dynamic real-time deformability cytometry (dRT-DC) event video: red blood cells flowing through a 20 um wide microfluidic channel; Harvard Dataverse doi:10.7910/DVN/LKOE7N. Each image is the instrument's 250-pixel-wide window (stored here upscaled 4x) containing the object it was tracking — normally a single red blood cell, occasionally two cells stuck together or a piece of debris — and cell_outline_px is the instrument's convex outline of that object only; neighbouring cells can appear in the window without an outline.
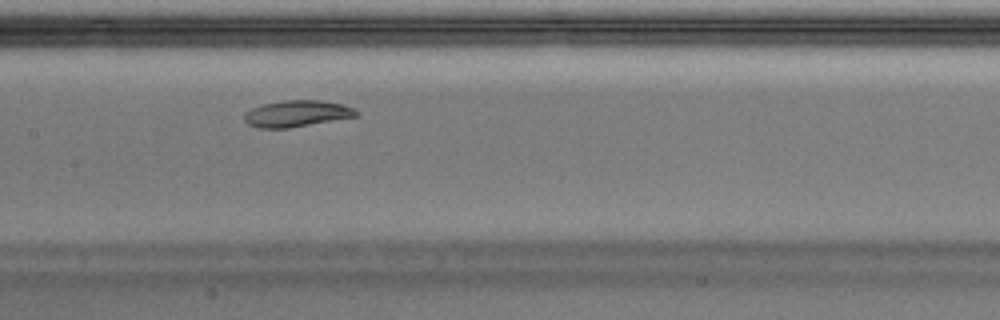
{"species": "Egyptian fruit bat (a non-hibernating species)", "species_latin": "Rousettus aegyptiacus", "temperature_condition": "warm", "stored_images_in_passage": 43, "segment_of_instrument_passage": [1, 2], "camera_frame_rate_fps": 3000, "um_per_image_px": 0.085, "animal": {"sex": "male"}, "frame": {"image": 1, "passage_image": 17, "time_ms": 5.333, "image_size_px": [1000, 320], "cell_outline_px": [[360, 116], [288, 128], [256, 128], [248, 124], [244, 120], [244, 112], [260, 104], [284, 100], [320, 100], [344, 104], [360, 112]], "centroid_in_image_um": [25.23, 9.65], "position_along_channel_um": 182.2, "area_um2": 17.51}}
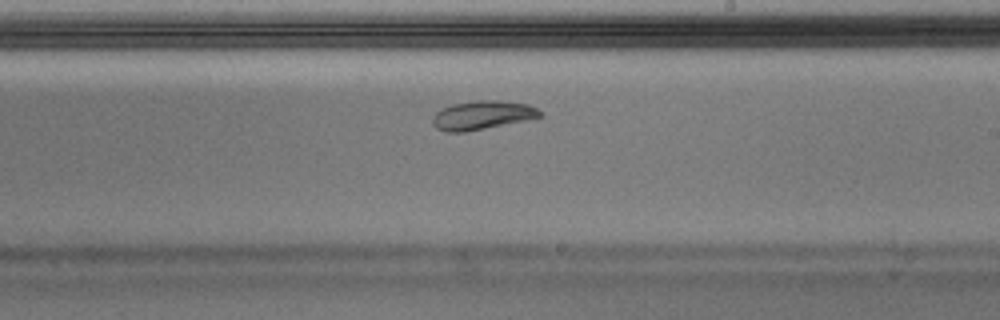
{"frame": {"image": 2, "passage_image": 22, "time_ms": 7.0, "image_size_px": [1000, 320], "cell_outline_px": [[544, 116], [464, 132], [448, 132], [436, 128], [432, 124], [432, 116], [440, 108], [452, 104], [476, 100], [496, 100], [528, 104], [544, 112]], "centroid_in_image_um": [40.97, 9.78], "position_along_channel_um": 248.0, "area_um2": 17.98}}